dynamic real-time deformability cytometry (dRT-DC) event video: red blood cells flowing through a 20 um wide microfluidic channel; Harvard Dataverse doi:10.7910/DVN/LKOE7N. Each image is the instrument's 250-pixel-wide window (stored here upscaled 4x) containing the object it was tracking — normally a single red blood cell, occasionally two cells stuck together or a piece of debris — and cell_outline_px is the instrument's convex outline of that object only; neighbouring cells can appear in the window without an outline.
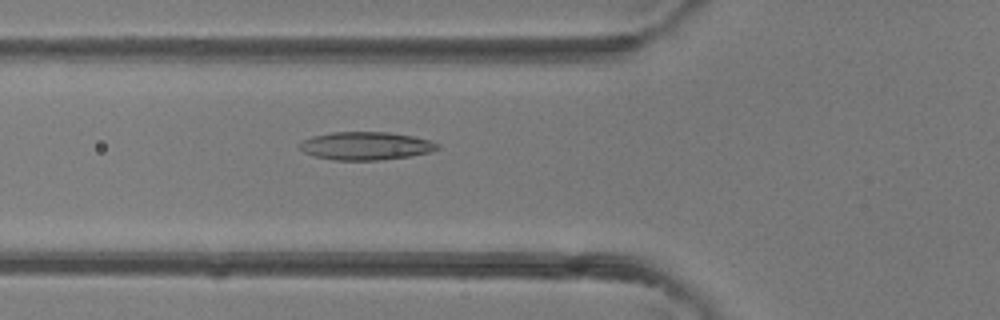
{"species": "common noctule bat (a hibernating species)", "species_latin": "Nyctalus noctula", "temperature_condition": "room temperature", "stored_images_in_passage": 42, "camera_frame_rate_fps": 3000, "um_per_image_px": 0.085, "animal": {"sex": "female"}, "frame": {"image": 1, "passage_image": 15, "time_ms": 4.667, "image_size_px": [1000, 320], "cell_outline_px": [[440, 148], [432, 152], [408, 156], [380, 160], [332, 160], [316, 156], [304, 152], [296, 148], [296, 144], [300, 140], [312, 136], [332, 132], [388, 132], [412, 136], [432, 140], [440, 144]], "centroid_in_image_um": [31.06, 12.39], "position_along_channel_um": 94.7, "area_um2": 22.89}}
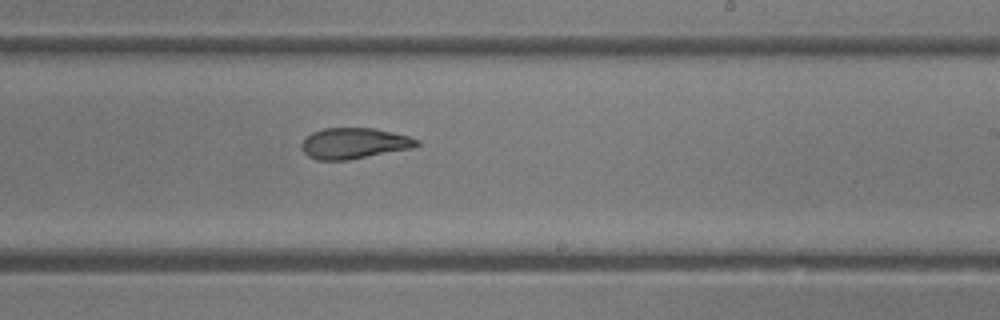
{"frame": {"image": 2, "passage_image": 25, "time_ms": 8.0, "image_size_px": [1000, 320], "cell_outline_px": [[420, 144], [416, 148], [348, 160], [316, 160], [308, 156], [300, 148], [300, 144], [312, 132], [324, 128], [372, 128], [392, 132], [408, 136], [420, 140]], "centroid_in_image_um": [30.12, 12.19], "position_along_channel_um": 258.9, "area_um2": 20.92}}
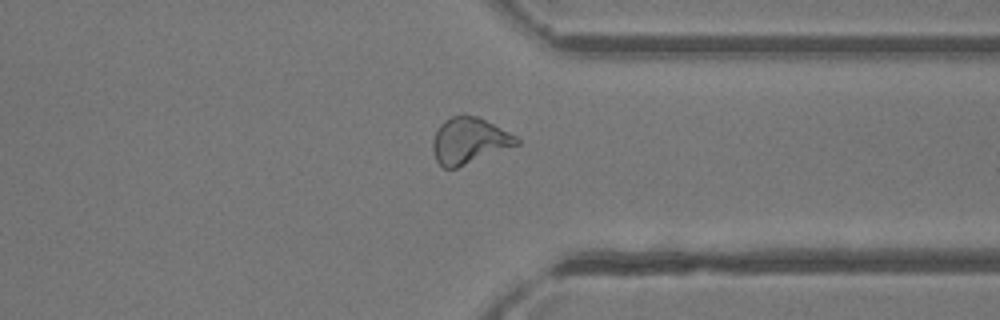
{"frame": {"image": 3, "passage_image": 32, "time_ms": 10.333, "image_size_px": [1000, 320], "cell_outline_px": [[520, 144], [456, 168], [444, 168], [436, 160], [432, 152], [432, 140], [440, 124], [444, 120], [452, 116], [464, 112], [480, 116], [516, 136], [520, 140]], "centroid_in_image_um": [39.87, 11.92], "position_along_channel_um": 371.5, "area_um2": 22.89}}